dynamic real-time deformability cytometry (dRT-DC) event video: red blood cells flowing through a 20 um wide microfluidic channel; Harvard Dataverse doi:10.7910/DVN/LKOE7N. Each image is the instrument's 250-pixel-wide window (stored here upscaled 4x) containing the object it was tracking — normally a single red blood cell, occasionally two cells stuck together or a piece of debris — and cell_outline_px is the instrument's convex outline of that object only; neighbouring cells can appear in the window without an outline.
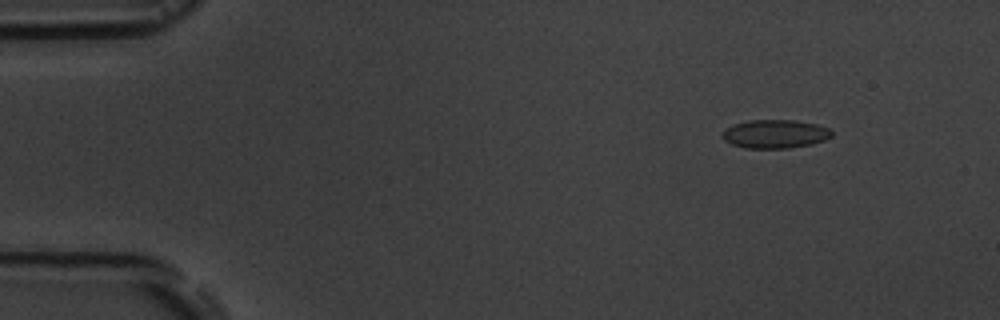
{"species": "common noctule bat (a hibernating species)", "species_latin": "Nyctalus noctula", "temperature_condition": "room temperature", "stored_images_in_passage": 5, "camera_frame_rate_fps": 3000, "um_per_image_px": 0.085, "animal": {"sex": "male", "body_mass_g": 19.5, "forearm_length_mm": 54.6}, "frame": {"image": 1, "passage_image": 2, "time_ms": 1.333, "image_size_px": [1000, 320], "cell_outline_px": [[832, 136], [824, 140], [812, 144], [788, 148], [744, 148], [732, 144], [724, 140], [720, 136], [732, 124], [748, 120], [792, 120], [816, 124], [828, 128], [832, 132]], "centroid_in_image_um": [65.86, 11.39], "position_along_channel_um": 19.1, "area_um2": 18.15}}
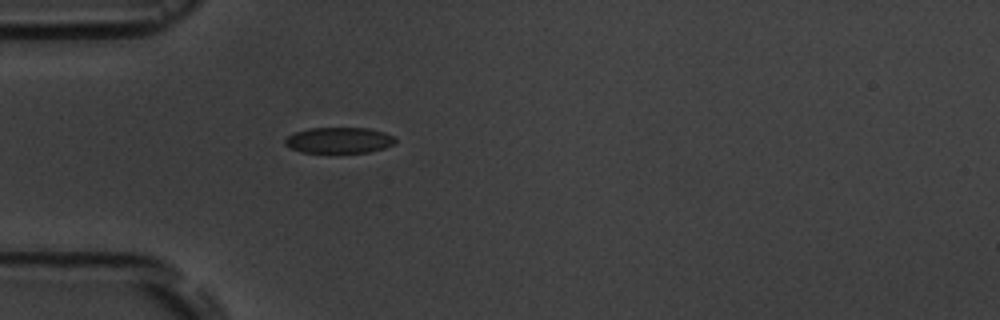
{"frame": {"image": 2, "passage_image": 5, "time_ms": 4.667, "image_size_px": [1000, 320], "cell_outline_px": [[396, 140], [392, 144], [384, 148], [368, 152], [300, 152], [284, 144], [284, 140], [288, 136], [296, 132], [308, 128], [368, 128], [384, 132], [392, 136]], "centroid_in_image_um": [28.8, 11.91], "position_along_channel_um": 56.2, "area_um2": 16.42}}